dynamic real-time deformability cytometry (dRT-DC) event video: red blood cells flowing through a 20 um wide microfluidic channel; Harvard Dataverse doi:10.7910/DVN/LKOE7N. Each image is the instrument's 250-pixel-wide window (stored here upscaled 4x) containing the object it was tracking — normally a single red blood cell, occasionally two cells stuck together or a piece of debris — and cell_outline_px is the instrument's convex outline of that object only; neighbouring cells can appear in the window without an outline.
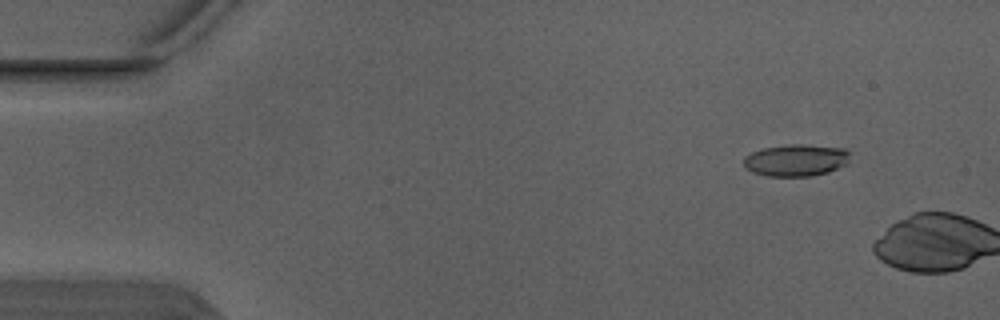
{"species": "Egyptian fruit bat (a non-hibernating species)", "species_latin": "Rousettus aegyptiacus", "temperature_condition": "warm", "stored_images_in_passage": 3, "camera_frame_rate_fps": 3000, "um_per_image_px": 0.085, "animal": {"sex": "male"}, "frame": {"image": 1, "passage_image": 2, "time_ms": 0.333, "image_size_px": [1000, 320], "cell_outline_px": [[848, 164], [828, 172], [808, 176], [768, 176], [752, 172], [744, 168], [744, 156], [752, 152], [764, 148], [792, 144], [800, 144], [844, 148], [848, 152]], "centroid_in_image_um": [67.64, 13.62], "position_along_channel_um": 17.4, "area_um2": 19.71}}